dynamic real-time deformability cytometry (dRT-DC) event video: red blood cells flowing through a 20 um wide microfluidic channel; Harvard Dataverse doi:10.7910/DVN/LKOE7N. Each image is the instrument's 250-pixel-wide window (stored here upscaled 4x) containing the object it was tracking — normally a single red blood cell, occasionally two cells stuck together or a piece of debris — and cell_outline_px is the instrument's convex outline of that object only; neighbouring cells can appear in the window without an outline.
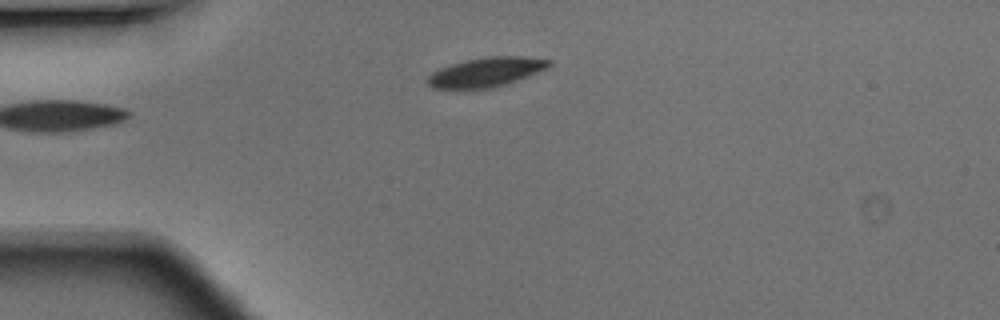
{"species": "Egyptian fruit bat (a non-hibernating species)", "species_latin": "Rousettus aegyptiacus", "temperature_condition": "warm", "stored_images_in_passage": 3, "camera_frame_rate_fps": 3000, "um_per_image_px": 0.085, "animal": {"sex": "male"}, "frame": {"image": 1, "passage_image": 1, "time_ms": 0.0, "image_size_px": [1000, 320], "cell_outline_px": [[552, 64], [548, 68], [516, 80], [492, 88], [432, 88], [424, 80], [432, 72], [440, 68], [452, 64], [468, 60], [488, 56], [524, 56], [552, 60]], "centroid_in_image_um": [41.32, 6.12], "position_along_channel_um": 43.7, "area_um2": 20.58}}